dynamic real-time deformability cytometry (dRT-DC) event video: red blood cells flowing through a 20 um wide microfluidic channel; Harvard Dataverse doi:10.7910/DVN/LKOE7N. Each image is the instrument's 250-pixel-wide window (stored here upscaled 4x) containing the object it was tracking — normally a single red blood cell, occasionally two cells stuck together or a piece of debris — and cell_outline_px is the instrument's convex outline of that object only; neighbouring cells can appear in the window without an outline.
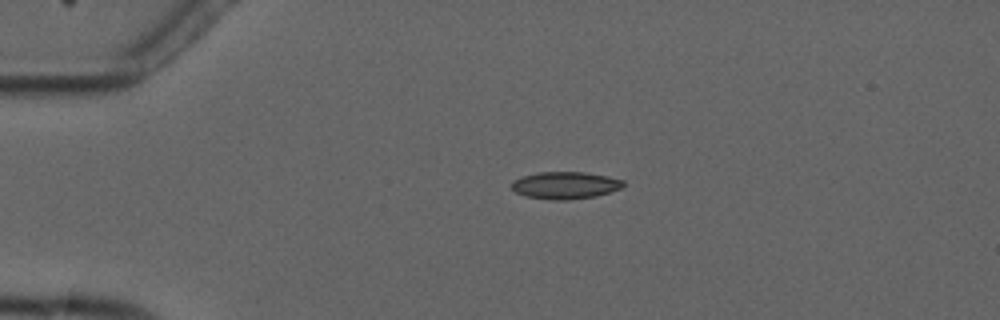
{"species": "common noctule bat (a hibernating species)", "species_latin": "Nyctalus noctula", "temperature_condition": "cold", "stored_images_in_passage": 2, "camera_frame_rate_fps": 3000, "um_per_image_px": 0.085, "animal": {"sex": "male", "forearm_length_mm": 52.5}, "frame": {"image": 1, "passage_image": 1, "time_ms": 0.0, "image_size_px": [1000, 320], "cell_outline_px": [[624, 184], [620, 188], [596, 196], [568, 200], [552, 200], [528, 196], [516, 192], [512, 188], [512, 180], [520, 176], [540, 172], [584, 172], [608, 176], [624, 180]], "centroid_in_image_um": [48.03, 15.74], "position_along_channel_um": 37.0, "area_um2": 17.63}}